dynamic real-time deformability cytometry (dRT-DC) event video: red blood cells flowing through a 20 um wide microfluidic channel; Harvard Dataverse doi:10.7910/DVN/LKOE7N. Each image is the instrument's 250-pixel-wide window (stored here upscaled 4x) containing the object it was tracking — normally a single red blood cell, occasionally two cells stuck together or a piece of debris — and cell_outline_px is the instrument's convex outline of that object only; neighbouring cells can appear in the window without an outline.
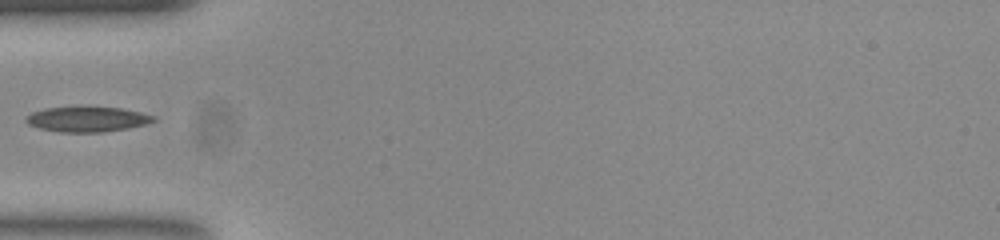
{"species": "common noctule bat (a hibernating species)", "species_latin": "Nyctalus noctula", "temperature_condition": "room temperature", "stored_images_in_passage": 36, "camera_frame_rate_fps": 3000, "um_per_image_px": 0.085, "animal": {"sex": "female", "body_mass_g": 23.0, "forearm_length_mm": 53.4}, "frame": {"image": 1, "passage_image": 1, "time_ms": 0.0, "image_size_px": [1000, 240], "cell_outline_px": [[156, 120], [148, 124], [128, 128], [104, 132], [60, 132], [40, 128], [28, 124], [24, 120], [24, 116], [32, 112], [44, 108], [120, 108], [140, 112], [156, 116]], "centroid_in_image_um": [7.42, 10.15], "position_along_channel_um": 77.6, "area_um2": 18.5}}
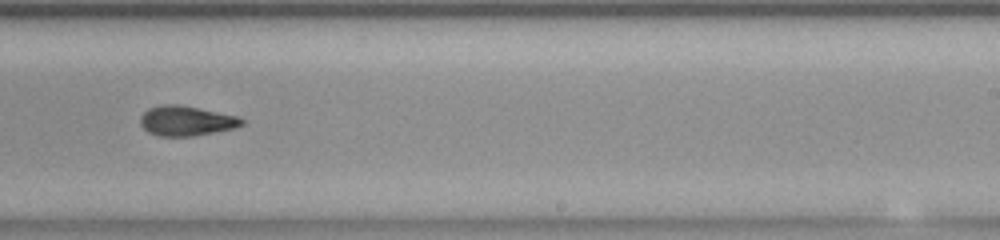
{"frame": {"image": 2, "passage_image": 16, "time_ms": 5.0, "image_size_px": [1000, 240], "cell_outline_px": [[244, 124], [232, 128], [192, 136], [160, 136], [148, 132], [140, 124], [140, 116], [148, 108], [164, 104], [180, 104], [240, 116], [244, 120]], "centroid_in_image_um": [15.82, 10.25], "position_along_channel_um": 273.2, "area_um2": 17.69}}
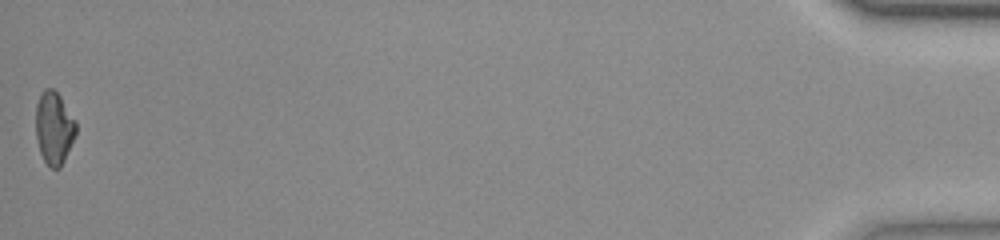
{"frame": {"image": 3, "passage_image": 36, "time_ms": 11.667, "image_size_px": [1000, 240], "cell_outline_px": [[76, 132], [64, 160], [60, 168], [52, 168], [44, 160], [40, 152], [36, 136], [36, 104], [40, 92], [44, 88], [52, 88], [60, 96], [76, 120]], "centroid_in_image_um": [4.58, 10.84], "position_along_channel_um": 430.6, "area_um2": 16.94}}